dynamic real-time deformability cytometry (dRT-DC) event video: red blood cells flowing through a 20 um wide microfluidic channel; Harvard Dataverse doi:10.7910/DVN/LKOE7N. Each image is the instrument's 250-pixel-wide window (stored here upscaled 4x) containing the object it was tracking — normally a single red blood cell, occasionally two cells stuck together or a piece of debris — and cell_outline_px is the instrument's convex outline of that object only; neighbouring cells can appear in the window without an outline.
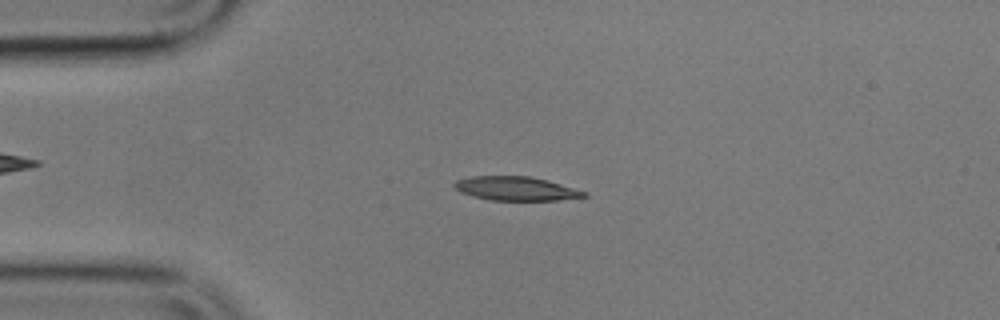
{"species": "common noctule bat (a hibernating species)", "species_latin": "Nyctalus noctula", "temperature_condition": "cold", "stored_images_in_passage": 55, "camera_frame_rate_fps": 3000, "um_per_image_px": 0.085, "animal": {"sex": "male", "body_mass_g": 17.9}, "frame": {"image": 1, "passage_image": 12, "time_ms": 3.667, "image_size_px": [1000, 320], "cell_outline_px": [[588, 196], [556, 200], [488, 200], [472, 196], [460, 192], [452, 184], [456, 180], [472, 176], [528, 176], [548, 180], [588, 192]], "centroid_in_image_um": [43.85, 16.02], "position_along_channel_um": 41.2, "area_um2": 18.09}}
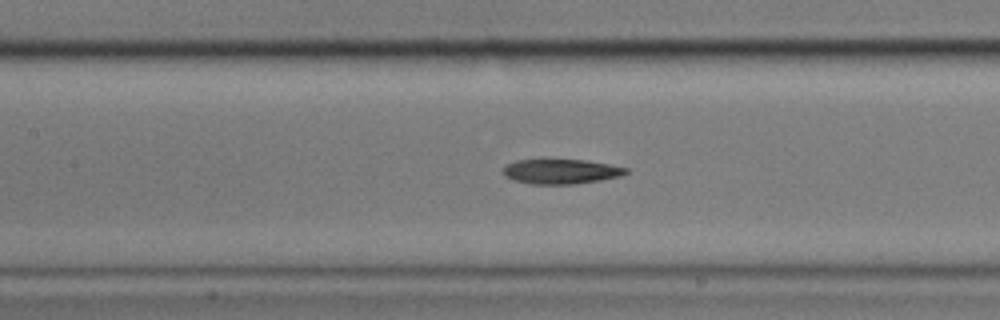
{"frame": {"image": 2, "passage_image": 24, "time_ms": 7.667, "image_size_px": [1000, 320], "cell_outline_px": [[628, 172], [620, 176], [600, 180], [576, 184], [532, 184], [512, 180], [504, 176], [504, 164], [516, 160], [540, 156], [588, 160], [628, 168]], "centroid_in_image_um": [47.6, 14.52], "position_along_channel_um": 159.8, "area_um2": 18.79}}
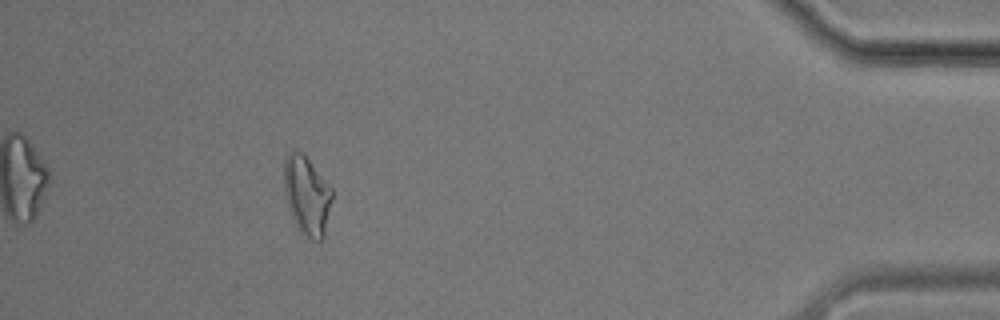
{"frame": {"image": 3, "passage_image": 50, "time_ms": 16.333, "image_size_px": [1000, 320], "cell_outline_px": [[332, 200], [324, 240], [312, 240], [300, 232], [296, 228], [284, 192], [284, 160], [288, 152], [292, 148], [296, 148], [304, 152], [332, 188]], "centroid_in_image_um": [26.09, 16.57], "position_along_channel_um": 409.1, "area_um2": 22.66}}